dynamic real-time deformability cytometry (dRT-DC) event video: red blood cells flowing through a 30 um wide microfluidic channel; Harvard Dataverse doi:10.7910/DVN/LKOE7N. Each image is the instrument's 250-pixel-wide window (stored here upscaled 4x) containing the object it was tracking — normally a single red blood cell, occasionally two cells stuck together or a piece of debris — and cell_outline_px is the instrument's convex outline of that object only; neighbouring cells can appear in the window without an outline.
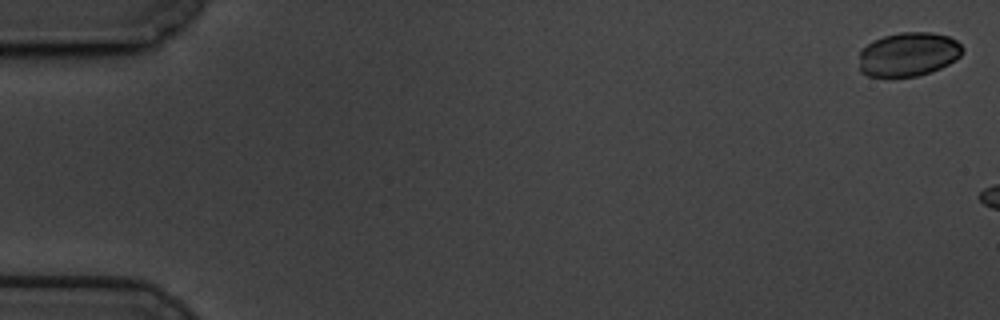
{"species": "common noctule bat (a hibernating species)", "species_latin": "Nyctalus noctula", "temperature_condition": "cold", "stored_images_in_passage": 14, "camera_frame_rate_fps": 3000, "um_per_image_px": 0.085, "animal": {"sex": "male", "body_mass_g": 19.5, "forearm_length_mm": 54.6}, "frame": {"image": 1, "passage_image": 2, "time_ms": 0.333, "image_size_px": [1000, 320], "cell_outline_px": [[964, 52], [956, 60], [940, 68], [916, 76], [868, 76], [860, 72], [860, 52], [872, 40], [884, 36], [900, 32], [932, 32], [948, 36], [956, 40], [964, 48]], "centroid_in_image_um": [77.23, 4.6], "position_along_channel_um": 7.8, "area_um2": 26.47}}